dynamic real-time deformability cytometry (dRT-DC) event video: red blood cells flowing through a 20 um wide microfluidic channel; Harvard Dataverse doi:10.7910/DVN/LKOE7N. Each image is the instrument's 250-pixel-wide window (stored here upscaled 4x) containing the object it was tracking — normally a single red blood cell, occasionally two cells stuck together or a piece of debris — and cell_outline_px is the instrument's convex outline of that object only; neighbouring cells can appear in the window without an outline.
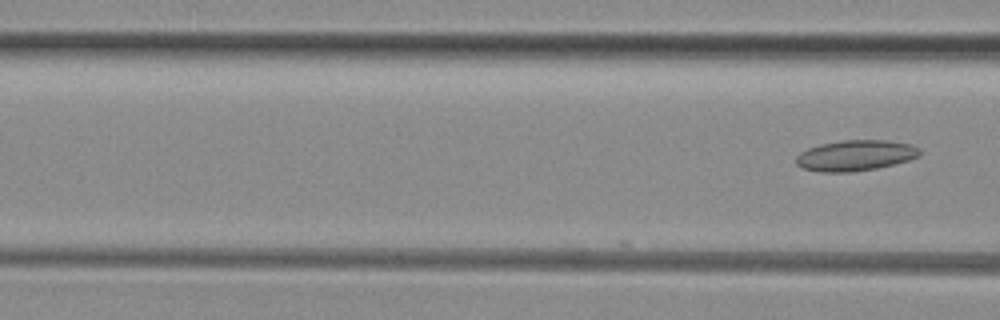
{"species": "common noctule bat (a hibernating species)", "species_latin": "Nyctalus noctula", "temperature_condition": "room temperature", "stored_images_in_passage": 6, "camera_frame_rate_fps": 3000, "um_per_image_px": 0.085, "animal": {"sex": "female", "body_mass_g": 29.2, "forearm_length_mm": 56.3}, "frame": {"image": 1, "passage_image": 6, "time_ms": 1.667, "image_size_px": [1000, 320], "cell_outline_px": [[920, 156], [908, 160], [876, 168], [852, 172], [820, 172], [800, 168], [796, 164], [796, 156], [800, 152], [808, 148], [820, 144], [844, 140], [884, 140], [912, 144], [920, 148]], "centroid_in_image_um": [72.69, 13.21], "position_along_channel_um": 93.9, "area_um2": 22.2}}